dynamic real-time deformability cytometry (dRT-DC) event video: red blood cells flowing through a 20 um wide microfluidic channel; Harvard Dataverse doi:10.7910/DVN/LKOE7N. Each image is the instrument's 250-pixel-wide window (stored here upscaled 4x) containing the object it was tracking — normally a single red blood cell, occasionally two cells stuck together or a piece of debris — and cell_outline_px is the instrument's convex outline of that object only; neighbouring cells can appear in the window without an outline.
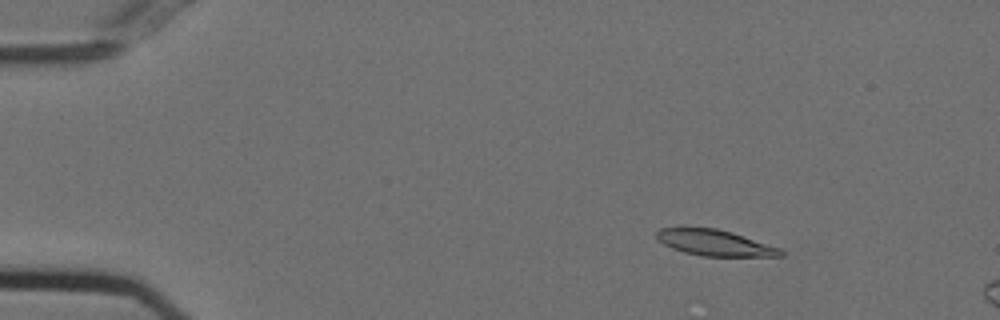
{"species": "Egyptian fruit bat (a non-hibernating species)", "species_latin": "Rousettus aegyptiacus", "temperature_condition": "cold", "stored_images_in_passage": 13, "camera_frame_rate_fps": 3000, "um_per_image_px": 0.085, "animal": {"sex": "female"}, "frame": {"image": 1, "passage_image": 8, "time_ms": 2.333, "image_size_px": [1000, 320], "cell_outline_px": [[784, 256], [700, 256], [684, 252], [672, 248], [664, 244], [656, 236], [656, 232], [660, 228], [680, 224], [716, 228], [732, 232], [780, 248], [784, 252]], "centroid_in_image_um": [60.66, 20.59], "position_along_channel_um": 24.3, "area_um2": 19.36}}